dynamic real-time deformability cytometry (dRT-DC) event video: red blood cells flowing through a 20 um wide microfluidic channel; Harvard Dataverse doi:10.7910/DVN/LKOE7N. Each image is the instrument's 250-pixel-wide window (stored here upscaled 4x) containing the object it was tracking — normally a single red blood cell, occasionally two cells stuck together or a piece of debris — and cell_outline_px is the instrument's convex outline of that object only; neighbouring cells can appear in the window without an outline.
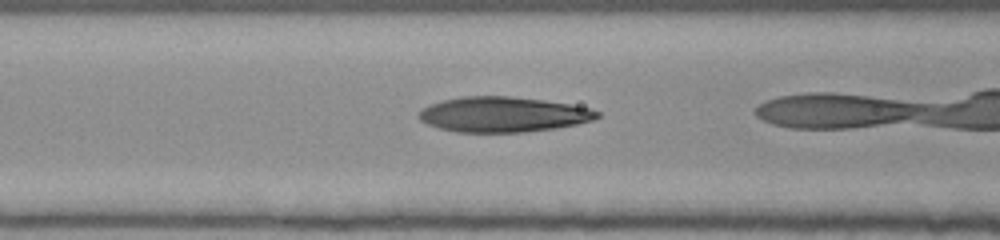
{"species": "human", "species_latin": "Homo sapiens", "temperature_condition": "room temperature", "stored_images_in_passage": 32, "camera_frame_rate_fps": 3000, "um_per_image_px": 0.085, "donor": {"sex": "female"}, "frame": {"image": 1, "passage_image": 6, "time_ms": 1.667, "image_size_px": [1000, 240], "cell_outline_px": [[600, 116], [592, 120], [576, 124], [552, 128], [524, 132], [456, 132], [440, 128], [428, 124], [420, 120], [416, 116], [428, 104], [460, 96], [508, 96], [544, 100], [592, 108], [600, 112]], "centroid_in_image_um": [42.74, 9.72], "position_along_channel_um": 123.9, "area_um2": 36.47}}
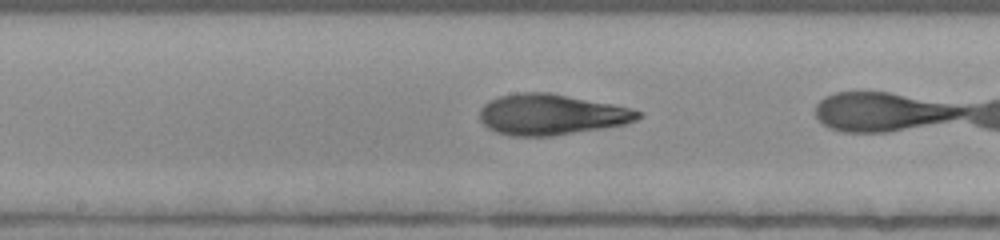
{"frame": {"image": 2, "passage_image": 12, "time_ms": 3.667, "image_size_px": [1000, 240], "cell_outline_px": [[644, 112], [636, 120], [624, 124], [552, 136], [508, 136], [496, 132], [488, 128], [480, 120], [480, 108], [488, 100], [500, 96], [520, 92], [548, 92], [612, 104]], "centroid_in_image_um": [46.81, 9.73], "position_along_channel_um": 201.4, "area_um2": 37.45}}
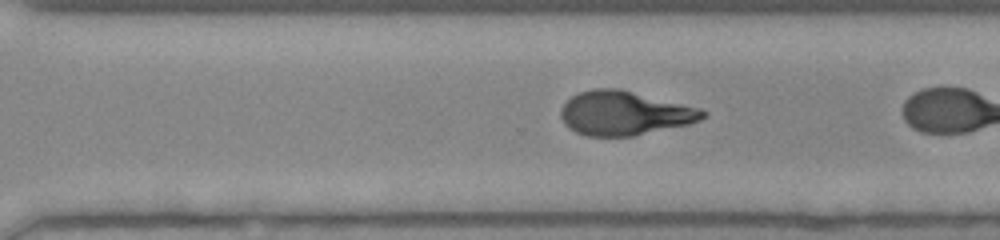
{"frame": {"image": 3, "passage_image": 21, "time_ms": 6.667, "image_size_px": [1000, 240], "cell_outline_px": [[708, 116], [700, 120], [688, 124], [632, 136], [588, 136], [576, 132], [568, 128], [564, 124], [560, 116], [560, 108], [572, 96], [580, 92], [596, 88], [620, 88], [700, 108], [708, 112]], "centroid_in_image_um": [53.08, 9.61], "position_along_channel_um": 317.5, "area_um2": 36.53}, "authors_computed_cell_mechanics": {"area_um2": 36.4718, "velocity_mm_per_s": 3.8863, "shape_relaxation_time_tau1_ms": 6.4869, "shape_relaxation_time_tau2_ms": 1.708, "deformation_change_tau1": 0.2555, "deformation_change_tau2": 0.0886}}